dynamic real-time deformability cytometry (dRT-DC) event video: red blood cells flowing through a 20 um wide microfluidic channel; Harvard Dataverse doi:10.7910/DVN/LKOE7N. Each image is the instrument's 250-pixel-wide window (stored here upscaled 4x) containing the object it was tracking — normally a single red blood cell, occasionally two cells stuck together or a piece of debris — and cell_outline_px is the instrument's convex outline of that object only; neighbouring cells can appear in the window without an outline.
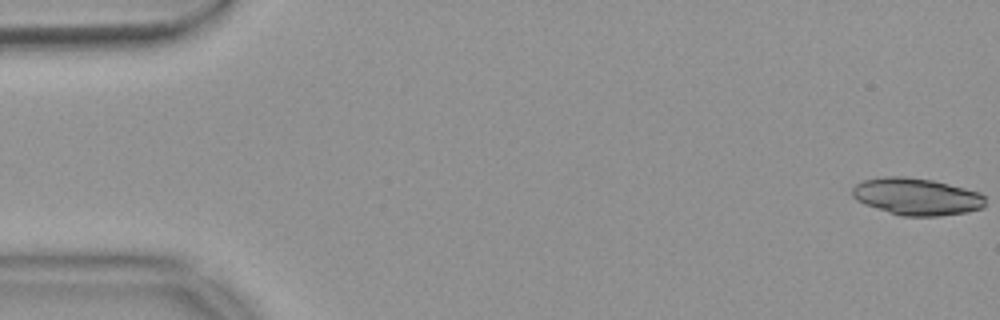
{"species": "common noctule bat (a hibernating species)", "species_latin": "Nyctalus noctula", "temperature_condition": "warm", "stored_images_in_passage": 54, "camera_frame_rate_fps": 3000, "um_per_image_px": 0.085, "animal": {"sex": "female", "body_mass_g": 18.4}, "frame": {"image": 1, "passage_image": 1, "time_ms": 0.0, "image_size_px": [1000, 320], "cell_outline_px": [[984, 208], [968, 212], [940, 216], [904, 216], [876, 208], [864, 204], [856, 200], [852, 196], [852, 188], [856, 184], [864, 180], [884, 176], [904, 176], [932, 180], [980, 192], [984, 196]], "centroid_in_image_um": [77.91, 16.71], "position_along_channel_um": 7.1, "area_um2": 28.73}}